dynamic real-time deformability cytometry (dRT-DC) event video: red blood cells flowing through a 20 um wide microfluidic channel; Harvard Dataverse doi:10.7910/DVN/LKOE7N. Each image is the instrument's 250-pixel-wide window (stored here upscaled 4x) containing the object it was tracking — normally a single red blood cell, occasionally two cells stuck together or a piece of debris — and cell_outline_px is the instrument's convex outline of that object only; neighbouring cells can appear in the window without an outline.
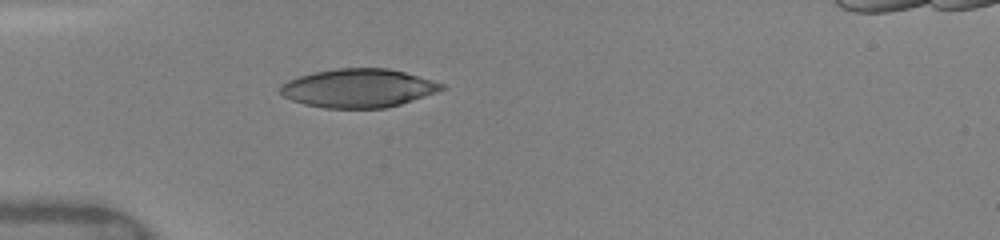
{"species": "human", "species_latin": "Homo sapiens", "temperature_condition": "warm", "stored_images_in_passage": 15, "camera_frame_rate_fps": 3000, "um_per_image_px": 0.085, "donor": {"sex": "female"}, "frame": {"image": 1, "passage_image": 1, "time_ms": 0.0, "image_size_px": [1000, 240], "cell_outline_px": [[448, 88], [400, 104], [384, 108], [324, 108], [304, 104], [292, 100], [284, 96], [280, 92], [280, 84], [288, 80], [300, 76], [316, 72], [336, 68], [388, 68], [404, 72], [432, 80], [444, 84]], "centroid_in_image_um": [30.45, 7.49], "position_along_channel_um": 54.5, "area_um2": 36.13}}
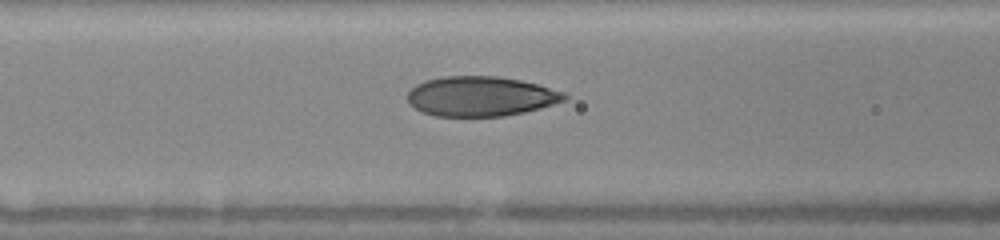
{"frame": {"image": 2, "passage_image": 9, "time_ms": 2.0, "image_size_px": [1000, 240], "cell_outline_px": [[568, 96], [564, 100], [540, 108], [524, 112], [504, 116], [436, 116], [424, 112], [408, 104], [408, 92], [416, 84], [424, 80], [444, 76], [500, 76], [520, 80], [536, 84], [564, 92]], "centroid_in_image_um": [40.84, 8.18], "position_along_channel_um": 125.8, "area_um2": 36.3}}